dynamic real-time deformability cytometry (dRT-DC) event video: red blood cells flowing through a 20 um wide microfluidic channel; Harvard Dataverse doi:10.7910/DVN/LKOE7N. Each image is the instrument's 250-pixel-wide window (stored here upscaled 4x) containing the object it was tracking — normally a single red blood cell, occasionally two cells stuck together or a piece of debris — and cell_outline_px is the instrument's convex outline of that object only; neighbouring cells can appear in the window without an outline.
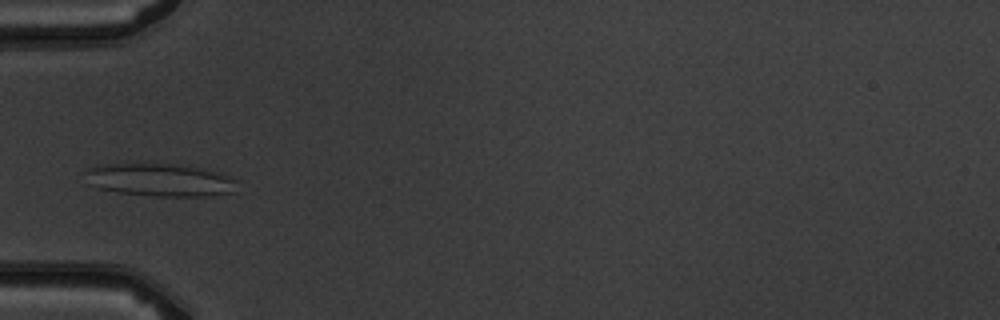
{"species": "common noctule bat (a hibernating species)", "species_latin": "Nyctalus noctula", "temperature_condition": "warm", "stored_images_in_passage": 5, "camera_frame_rate_fps": 3000, "um_per_image_px": 0.085, "animal": {"sex": "male", "body_mass_g": 19.5, "forearm_length_mm": 54.6}, "frame": {"image": 1, "passage_image": 4, "time_ms": 3.667, "image_size_px": [1000, 320], "cell_outline_px": [[240, 180], [236, 192], [212, 196], [156, 196], [120, 192], [100, 188], [88, 184], [84, 172], [88, 168], [96, 164], [124, 160], [176, 164], [204, 168], [220, 172], [232, 176]], "centroid_in_image_um": [13.6, 15.23], "position_along_channel_um": 71.4, "area_um2": 30.75}}
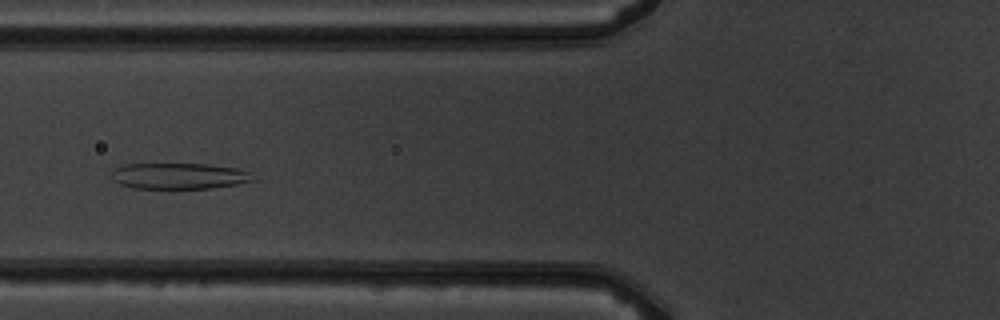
{"frame": {"image": 2, "passage_image": 5, "time_ms": 4.667, "image_size_px": [1000, 320], "cell_outline_px": [[252, 180], [236, 184], [212, 188], [132, 188], [120, 184], [112, 180], [112, 172], [116, 168], [124, 164], [208, 164], [236, 168], [252, 172]], "centroid_in_image_um": [15.19, 14.95], "position_along_channel_um": 110.6, "area_um2": 21.33}}